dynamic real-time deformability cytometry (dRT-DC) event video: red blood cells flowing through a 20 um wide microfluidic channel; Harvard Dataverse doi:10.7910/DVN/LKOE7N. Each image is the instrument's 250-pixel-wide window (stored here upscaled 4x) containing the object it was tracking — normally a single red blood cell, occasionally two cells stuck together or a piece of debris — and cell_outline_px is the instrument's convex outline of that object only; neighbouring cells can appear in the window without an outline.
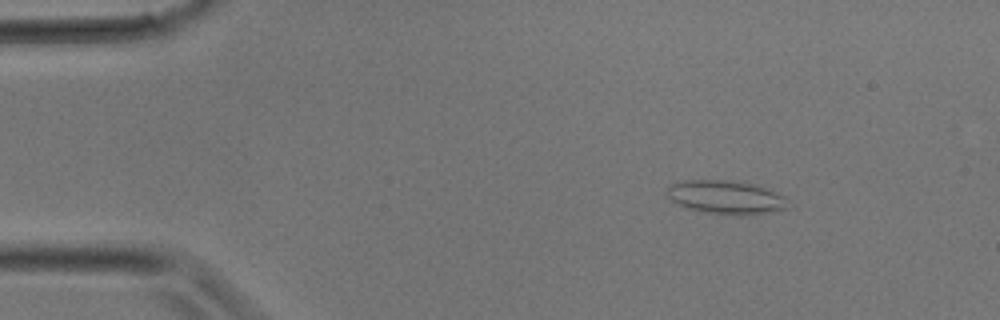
{"species": "common noctule bat (a hibernating species)", "species_latin": "Nyctalus noctula", "temperature_condition": "room temperature", "stored_images_in_passage": 11, "camera_frame_rate_fps": 3000, "um_per_image_px": 0.085, "animal": {"sex": "male", "body_mass_g": 17.9}, "frame": {"image": 1, "passage_image": 4, "time_ms": 1.0, "image_size_px": [1000, 320], "cell_outline_px": [[788, 208], [752, 216], [732, 216], [708, 212], [688, 208], [676, 204], [664, 192], [668, 184], [684, 180], [740, 180], [760, 184], [784, 196]], "centroid_in_image_um": [61.71, 16.75], "position_along_channel_um": 23.3, "area_um2": 24.45}}
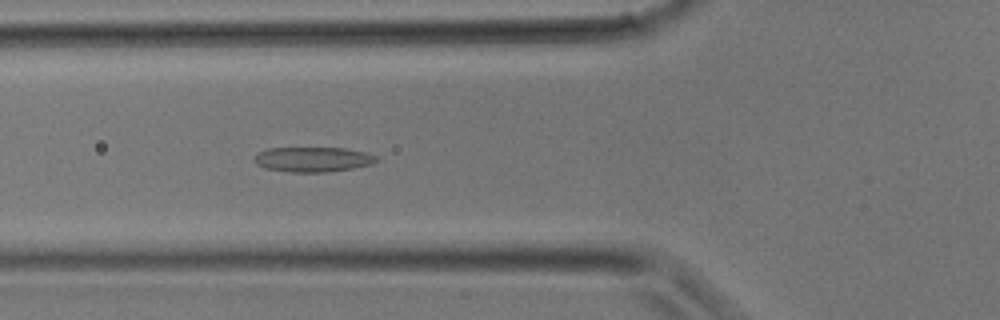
{"frame": {"image": 2, "passage_image": 11, "time_ms": 3.333, "image_size_px": [1000, 320], "cell_outline_px": [[380, 160], [372, 164], [352, 168], [328, 172], [288, 172], [264, 168], [256, 164], [252, 160], [256, 152], [268, 148], [344, 148], [368, 152], [376, 156]], "centroid_in_image_um": [26.57, 13.54], "position_along_channel_um": 99.2, "area_um2": 18.03}}